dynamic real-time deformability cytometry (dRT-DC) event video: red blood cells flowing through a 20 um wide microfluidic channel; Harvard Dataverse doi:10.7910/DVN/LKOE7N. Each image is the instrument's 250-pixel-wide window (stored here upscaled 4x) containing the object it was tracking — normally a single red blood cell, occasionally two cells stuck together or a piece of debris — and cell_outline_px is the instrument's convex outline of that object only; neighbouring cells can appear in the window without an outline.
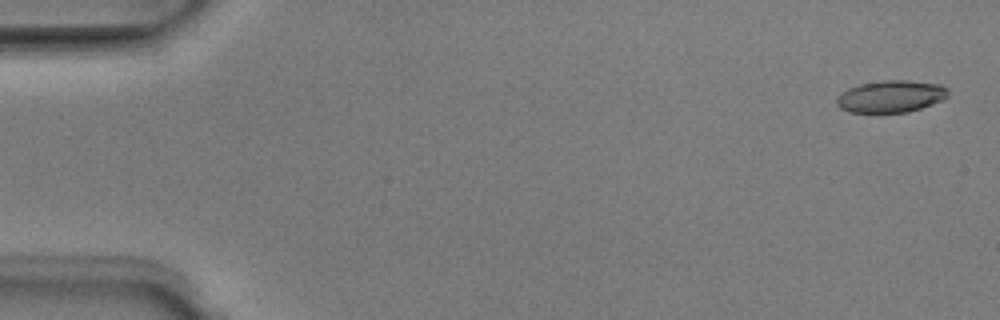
{"species": "Egyptian fruit bat (a non-hibernating species)", "species_latin": "Rousettus aegyptiacus", "temperature_condition": "room temperature", "stored_images_in_passage": 9, "camera_frame_rate_fps": 3000, "um_per_image_px": 0.085, "animal": {"sex": "male"}, "frame": {"image": 1, "passage_image": 1, "time_ms": 0.0, "image_size_px": [1000, 320], "cell_outline_px": [[948, 96], [932, 104], [908, 112], [848, 112], [840, 108], [836, 104], [836, 100], [848, 88], [860, 84], [884, 80], [908, 80], [940, 84], [948, 88]], "centroid_in_image_um": [75.74, 8.19], "position_along_channel_um": 9.3, "area_um2": 20.63}}
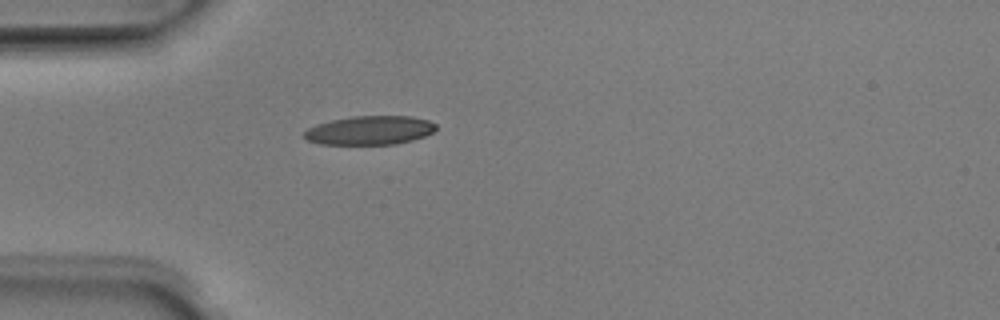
{"frame": {"image": 2, "passage_image": 9, "time_ms": 2.667, "image_size_px": [1000, 320], "cell_outline_px": [[436, 128], [432, 132], [424, 136], [412, 140], [396, 144], [320, 144], [308, 140], [304, 136], [304, 132], [308, 128], [316, 124], [332, 120], [352, 116], [412, 116], [428, 120], [436, 124]], "centroid_in_image_um": [31.43, 11.07], "position_along_channel_um": 53.6, "area_um2": 22.08}}